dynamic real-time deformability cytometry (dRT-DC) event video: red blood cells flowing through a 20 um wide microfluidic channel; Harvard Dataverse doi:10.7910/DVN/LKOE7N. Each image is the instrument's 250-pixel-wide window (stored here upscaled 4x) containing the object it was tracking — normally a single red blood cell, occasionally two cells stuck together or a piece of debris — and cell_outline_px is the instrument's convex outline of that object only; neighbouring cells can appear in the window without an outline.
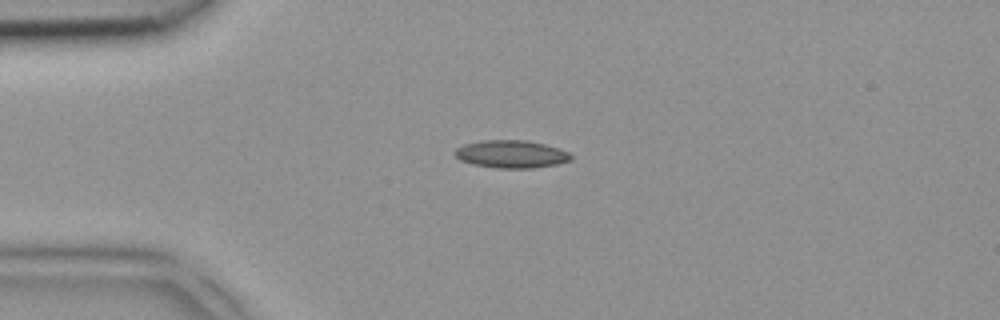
{"species": "common noctule bat (a hibernating species)", "species_latin": "Nyctalus noctula", "temperature_condition": "room temperature", "stored_images_in_passage": 3, "camera_frame_rate_fps": 3000, "um_per_image_px": 0.085, "animal": {"sex": "female", "body_mass_g": 18.4}, "frame": {"image": 1, "passage_image": 2, "time_ms": 0.333, "image_size_px": [1000, 320], "cell_outline_px": [[572, 160], [556, 164], [532, 168], [496, 168], [476, 164], [460, 160], [452, 152], [456, 148], [464, 144], [480, 140], [528, 140], [560, 148], [568, 152], [572, 156]], "centroid_in_image_um": [43.46, 13.09], "position_along_channel_um": 41.5, "area_um2": 18.79}}
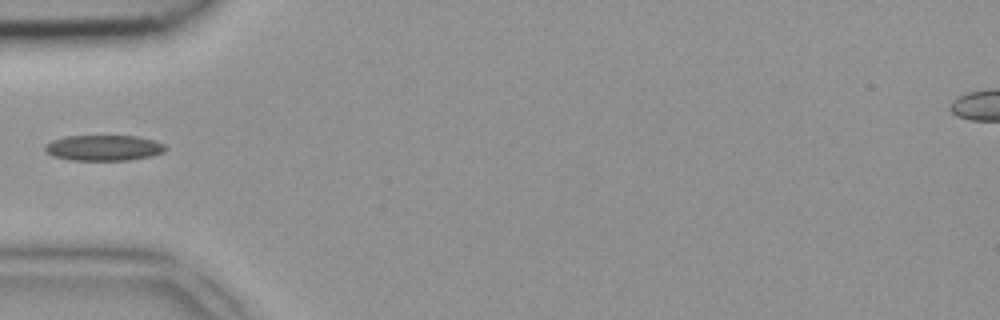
{"frame": {"image": 2, "passage_image": 3, "time_ms": 0.667, "image_size_px": [1000, 320], "cell_outline_px": [[168, 148], [164, 152], [152, 156], [128, 160], [72, 160], [52, 156], [44, 148], [44, 144], [52, 140], [64, 136], [136, 136], [156, 140], [164, 144]], "centroid_in_image_um": [8.84, 12.56], "position_along_channel_um": 76.2, "area_um2": 18.15}}